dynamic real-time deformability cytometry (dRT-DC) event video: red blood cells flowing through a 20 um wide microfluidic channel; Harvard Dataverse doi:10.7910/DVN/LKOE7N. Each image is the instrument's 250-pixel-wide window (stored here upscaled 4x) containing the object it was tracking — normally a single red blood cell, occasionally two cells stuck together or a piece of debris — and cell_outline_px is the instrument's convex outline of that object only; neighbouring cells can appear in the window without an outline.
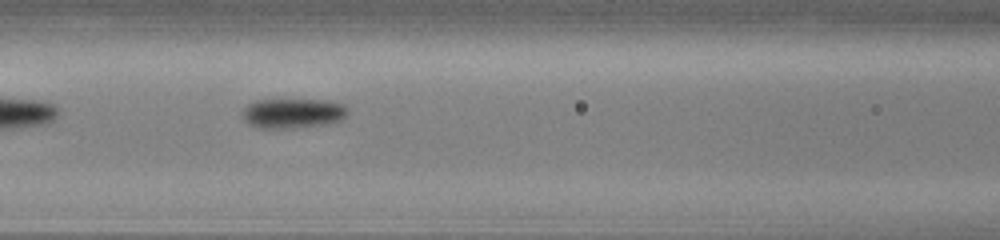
{"species": "common noctule bat (a hibernating species)", "species_latin": "Nyctalus noctula", "temperature_condition": "cold", "stored_images_in_passage": 19, "camera_frame_rate_fps": 3000, "um_per_image_px": 0.085, "animal": {"sex": "male", "body_mass_g": 13.0, "forearm_length_mm": 53.1}, "frame": {"image": 1, "passage_image": 6, "time_ms": 1.667, "image_size_px": [1000, 240], "cell_outline_px": [[348, 112], [340, 120], [324, 124], [280, 128], [256, 128], [248, 124], [244, 120], [244, 108], [248, 104], [256, 100], [328, 100], [344, 104], [348, 108]], "centroid_in_image_um": [24.89, 9.61], "position_along_channel_um": 141.7, "area_um2": 18.03}}
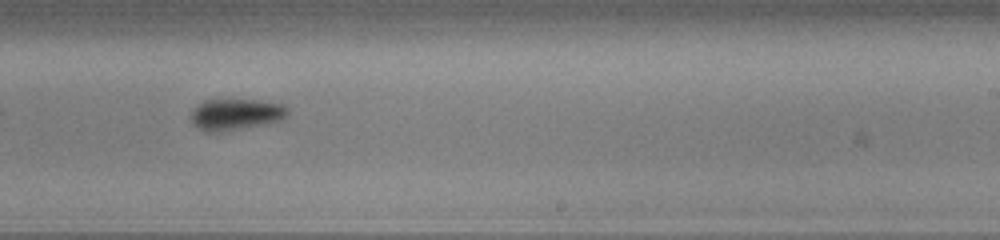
{"frame": {"image": 2, "passage_image": 16, "time_ms": 5.0, "image_size_px": [1000, 240], "cell_outline_px": [[288, 112], [280, 120], [264, 124], [220, 132], [204, 132], [196, 128], [192, 124], [192, 108], [196, 104], [204, 100], [256, 100], [284, 104], [288, 108]], "centroid_in_image_um": [19.98, 9.72], "position_along_channel_um": 269.0, "area_um2": 17.69}}
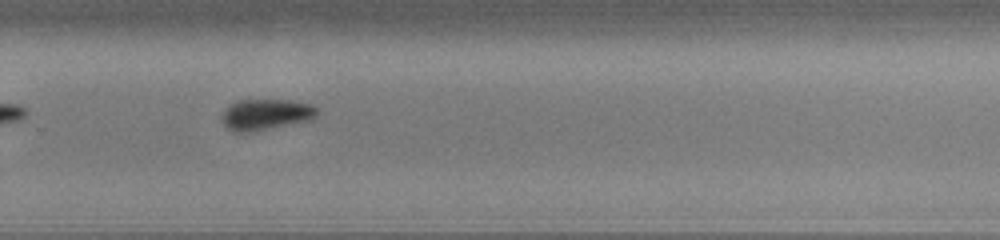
{"frame": {"image": 3, "passage_image": 19, "time_ms": 6.0, "image_size_px": [1000, 240], "cell_outline_px": [[320, 112], [312, 120], [248, 132], [232, 132], [220, 120], [220, 116], [224, 108], [228, 104], [236, 100], [292, 100], [312, 104]], "centroid_in_image_um": [22.57, 9.72], "position_along_channel_um": 307.2, "area_um2": 17.51}}